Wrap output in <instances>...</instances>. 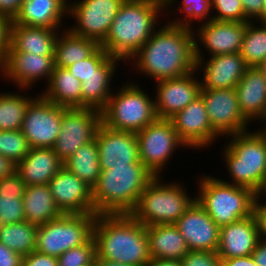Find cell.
<instances>
[{
  "label": "cell",
  "instance_id": "obj_1",
  "mask_svg": "<svg viewBox=\"0 0 266 266\" xmlns=\"http://www.w3.org/2000/svg\"><path fill=\"white\" fill-rule=\"evenodd\" d=\"M162 24L128 61L131 70L138 71L135 74L149 77L152 82L179 78L196 70L194 30L166 21Z\"/></svg>",
  "mask_w": 266,
  "mask_h": 266
},
{
  "label": "cell",
  "instance_id": "obj_2",
  "mask_svg": "<svg viewBox=\"0 0 266 266\" xmlns=\"http://www.w3.org/2000/svg\"><path fill=\"white\" fill-rule=\"evenodd\" d=\"M164 10L163 0H125L99 45L126 64L161 26Z\"/></svg>",
  "mask_w": 266,
  "mask_h": 266
},
{
  "label": "cell",
  "instance_id": "obj_3",
  "mask_svg": "<svg viewBox=\"0 0 266 266\" xmlns=\"http://www.w3.org/2000/svg\"><path fill=\"white\" fill-rule=\"evenodd\" d=\"M93 238L98 258L130 266H147L151 261L146 226L130 214L97 215Z\"/></svg>",
  "mask_w": 266,
  "mask_h": 266
},
{
  "label": "cell",
  "instance_id": "obj_4",
  "mask_svg": "<svg viewBox=\"0 0 266 266\" xmlns=\"http://www.w3.org/2000/svg\"><path fill=\"white\" fill-rule=\"evenodd\" d=\"M154 177L141 162L101 170L98 181L92 188L95 213L130 214Z\"/></svg>",
  "mask_w": 266,
  "mask_h": 266
},
{
  "label": "cell",
  "instance_id": "obj_5",
  "mask_svg": "<svg viewBox=\"0 0 266 266\" xmlns=\"http://www.w3.org/2000/svg\"><path fill=\"white\" fill-rule=\"evenodd\" d=\"M226 143L221 156L229 173L228 181L236 186L246 187L256 194L266 179V141L257 130L237 133L225 137ZM228 141V142H227ZM231 179V180H230Z\"/></svg>",
  "mask_w": 266,
  "mask_h": 266
},
{
  "label": "cell",
  "instance_id": "obj_6",
  "mask_svg": "<svg viewBox=\"0 0 266 266\" xmlns=\"http://www.w3.org/2000/svg\"><path fill=\"white\" fill-rule=\"evenodd\" d=\"M155 176L141 193L130 215L144 226L175 224L196 200L180 181ZM173 181V182H172Z\"/></svg>",
  "mask_w": 266,
  "mask_h": 266
},
{
  "label": "cell",
  "instance_id": "obj_7",
  "mask_svg": "<svg viewBox=\"0 0 266 266\" xmlns=\"http://www.w3.org/2000/svg\"><path fill=\"white\" fill-rule=\"evenodd\" d=\"M212 176H199L196 201L219 227L253 215L255 192Z\"/></svg>",
  "mask_w": 266,
  "mask_h": 266
},
{
  "label": "cell",
  "instance_id": "obj_8",
  "mask_svg": "<svg viewBox=\"0 0 266 266\" xmlns=\"http://www.w3.org/2000/svg\"><path fill=\"white\" fill-rule=\"evenodd\" d=\"M126 81L114 89L101 111L102 123L114 130L138 133L158 118L154 97L147 94L138 81Z\"/></svg>",
  "mask_w": 266,
  "mask_h": 266
},
{
  "label": "cell",
  "instance_id": "obj_9",
  "mask_svg": "<svg viewBox=\"0 0 266 266\" xmlns=\"http://www.w3.org/2000/svg\"><path fill=\"white\" fill-rule=\"evenodd\" d=\"M97 214H62L37 228L35 250L53 257L85 244L93 236Z\"/></svg>",
  "mask_w": 266,
  "mask_h": 266
},
{
  "label": "cell",
  "instance_id": "obj_10",
  "mask_svg": "<svg viewBox=\"0 0 266 266\" xmlns=\"http://www.w3.org/2000/svg\"><path fill=\"white\" fill-rule=\"evenodd\" d=\"M141 163L154 175L163 176L173 155L188 147L180 140L170 119L157 118L136 133ZM167 165V166H166Z\"/></svg>",
  "mask_w": 266,
  "mask_h": 266
},
{
  "label": "cell",
  "instance_id": "obj_11",
  "mask_svg": "<svg viewBox=\"0 0 266 266\" xmlns=\"http://www.w3.org/2000/svg\"><path fill=\"white\" fill-rule=\"evenodd\" d=\"M125 0H68V18L75 20L66 28L74 35L90 38L100 44L109 31Z\"/></svg>",
  "mask_w": 266,
  "mask_h": 266
},
{
  "label": "cell",
  "instance_id": "obj_12",
  "mask_svg": "<svg viewBox=\"0 0 266 266\" xmlns=\"http://www.w3.org/2000/svg\"><path fill=\"white\" fill-rule=\"evenodd\" d=\"M101 123V111L63 107L61 129L53 146L58 158L65 162L80 147L93 141Z\"/></svg>",
  "mask_w": 266,
  "mask_h": 266
},
{
  "label": "cell",
  "instance_id": "obj_13",
  "mask_svg": "<svg viewBox=\"0 0 266 266\" xmlns=\"http://www.w3.org/2000/svg\"><path fill=\"white\" fill-rule=\"evenodd\" d=\"M63 107L40 93L29 103L21 132L31 148H53L62 125Z\"/></svg>",
  "mask_w": 266,
  "mask_h": 266
},
{
  "label": "cell",
  "instance_id": "obj_14",
  "mask_svg": "<svg viewBox=\"0 0 266 266\" xmlns=\"http://www.w3.org/2000/svg\"><path fill=\"white\" fill-rule=\"evenodd\" d=\"M200 96L205 103L212 129L222 139L251 129L253 124L240 111L235 88L201 89Z\"/></svg>",
  "mask_w": 266,
  "mask_h": 266
},
{
  "label": "cell",
  "instance_id": "obj_15",
  "mask_svg": "<svg viewBox=\"0 0 266 266\" xmlns=\"http://www.w3.org/2000/svg\"><path fill=\"white\" fill-rule=\"evenodd\" d=\"M246 23L211 20L197 25L194 28L196 62L206 57L205 51L209 57L219 54L240 53Z\"/></svg>",
  "mask_w": 266,
  "mask_h": 266
},
{
  "label": "cell",
  "instance_id": "obj_16",
  "mask_svg": "<svg viewBox=\"0 0 266 266\" xmlns=\"http://www.w3.org/2000/svg\"><path fill=\"white\" fill-rule=\"evenodd\" d=\"M54 67V55L15 52L9 46L0 69V78L12 83L13 88L32 90L40 80L48 84Z\"/></svg>",
  "mask_w": 266,
  "mask_h": 266
},
{
  "label": "cell",
  "instance_id": "obj_17",
  "mask_svg": "<svg viewBox=\"0 0 266 266\" xmlns=\"http://www.w3.org/2000/svg\"><path fill=\"white\" fill-rule=\"evenodd\" d=\"M170 120L180 140L190 150L204 151L221 139L211 127L201 96H198Z\"/></svg>",
  "mask_w": 266,
  "mask_h": 266
},
{
  "label": "cell",
  "instance_id": "obj_18",
  "mask_svg": "<svg viewBox=\"0 0 266 266\" xmlns=\"http://www.w3.org/2000/svg\"><path fill=\"white\" fill-rule=\"evenodd\" d=\"M196 70L179 78L164 79L154 83L155 110L160 119H170L200 96V76Z\"/></svg>",
  "mask_w": 266,
  "mask_h": 266
},
{
  "label": "cell",
  "instance_id": "obj_19",
  "mask_svg": "<svg viewBox=\"0 0 266 266\" xmlns=\"http://www.w3.org/2000/svg\"><path fill=\"white\" fill-rule=\"evenodd\" d=\"M48 186L62 214H96L92 188L64 166L48 182Z\"/></svg>",
  "mask_w": 266,
  "mask_h": 266
},
{
  "label": "cell",
  "instance_id": "obj_20",
  "mask_svg": "<svg viewBox=\"0 0 266 266\" xmlns=\"http://www.w3.org/2000/svg\"><path fill=\"white\" fill-rule=\"evenodd\" d=\"M95 139L101 170L141 162L136 133L114 130L101 123Z\"/></svg>",
  "mask_w": 266,
  "mask_h": 266
},
{
  "label": "cell",
  "instance_id": "obj_21",
  "mask_svg": "<svg viewBox=\"0 0 266 266\" xmlns=\"http://www.w3.org/2000/svg\"><path fill=\"white\" fill-rule=\"evenodd\" d=\"M175 225L190 251L217 252L220 227L196 200Z\"/></svg>",
  "mask_w": 266,
  "mask_h": 266
},
{
  "label": "cell",
  "instance_id": "obj_22",
  "mask_svg": "<svg viewBox=\"0 0 266 266\" xmlns=\"http://www.w3.org/2000/svg\"><path fill=\"white\" fill-rule=\"evenodd\" d=\"M247 68L240 53L207 56L196 62V72L201 75V89L235 88Z\"/></svg>",
  "mask_w": 266,
  "mask_h": 266
},
{
  "label": "cell",
  "instance_id": "obj_23",
  "mask_svg": "<svg viewBox=\"0 0 266 266\" xmlns=\"http://www.w3.org/2000/svg\"><path fill=\"white\" fill-rule=\"evenodd\" d=\"M260 235L254 215L220 227L217 254L222 259L251 256Z\"/></svg>",
  "mask_w": 266,
  "mask_h": 266
},
{
  "label": "cell",
  "instance_id": "obj_24",
  "mask_svg": "<svg viewBox=\"0 0 266 266\" xmlns=\"http://www.w3.org/2000/svg\"><path fill=\"white\" fill-rule=\"evenodd\" d=\"M235 91L242 115L250 123H266V81L257 67L246 69Z\"/></svg>",
  "mask_w": 266,
  "mask_h": 266
},
{
  "label": "cell",
  "instance_id": "obj_25",
  "mask_svg": "<svg viewBox=\"0 0 266 266\" xmlns=\"http://www.w3.org/2000/svg\"><path fill=\"white\" fill-rule=\"evenodd\" d=\"M65 18H68V0H24L12 22L30 27L66 29Z\"/></svg>",
  "mask_w": 266,
  "mask_h": 266
},
{
  "label": "cell",
  "instance_id": "obj_26",
  "mask_svg": "<svg viewBox=\"0 0 266 266\" xmlns=\"http://www.w3.org/2000/svg\"><path fill=\"white\" fill-rule=\"evenodd\" d=\"M63 167L53 148H31L16 165V172L25 185H45Z\"/></svg>",
  "mask_w": 266,
  "mask_h": 266
},
{
  "label": "cell",
  "instance_id": "obj_27",
  "mask_svg": "<svg viewBox=\"0 0 266 266\" xmlns=\"http://www.w3.org/2000/svg\"><path fill=\"white\" fill-rule=\"evenodd\" d=\"M64 29L30 27L10 22L9 46L15 52L54 55V47L59 32Z\"/></svg>",
  "mask_w": 266,
  "mask_h": 266
},
{
  "label": "cell",
  "instance_id": "obj_28",
  "mask_svg": "<svg viewBox=\"0 0 266 266\" xmlns=\"http://www.w3.org/2000/svg\"><path fill=\"white\" fill-rule=\"evenodd\" d=\"M151 259L181 260L190 250L175 224L146 226Z\"/></svg>",
  "mask_w": 266,
  "mask_h": 266
},
{
  "label": "cell",
  "instance_id": "obj_29",
  "mask_svg": "<svg viewBox=\"0 0 266 266\" xmlns=\"http://www.w3.org/2000/svg\"><path fill=\"white\" fill-rule=\"evenodd\" d=\"M44 88L40 94L52 103L65 108H82L81 82L67 68L54 67Z\"/></svg>",
  "mask_w": 266,
  "mask_h": 266
},
{
  "label": "cell",
  "instance_id": "obj_30",
  "mask_svg": "<svg viewBox=\"0 0 266 266\" xmlns=\"http://www.w3.org/2000/svg\"><path fill=\"white\" fill-rule=\"evenodd\" d=\"M22 200L25 220L36 226L44 225L62 215L54 203L48 184L26 186Z\"/></svg>",
  "mask_w": 266,
  "mask_h": 266
},
{
  "label": "cell",
  "instance_id": "obj_31",
  "mask_svg": "<svg viewBox=\"0 0 266 266\" xmlns=\"http://www.w3.org/2000/svg\"><path fill=\"white\" fill-rule=\"evenodd\" d=\"M25 187L16 171L0 180V225L25 221L22 200Z\"/></svg>",
  "mask_w": 266,
  "mask_h": 266
},
{
  "label": "cell",
  "instance_id": "obj_32",
  "mask_svg": "<svg viewBox=\"0 0 266 266\" xmlns=\"http://www.w3.org/2000/svg\"><path fill=\"white\" fill-rule=\"evenodd\" d=\"M99 46L95 40L74 35L67 28L61 30L54 47L55 67L67 68L84 60Z\"/></svg>",
  "mask_w": 266,
  "mask_h": 266
},
{
  "label": "cell",
  "instance_id": "obj_33",
  "mask_svg": "<svg viewBox=\"0 0 266 266\" xmlns=\"http://www.w3.org/2000/svg\"><path fill=\"white\" fill-rule=\"evenodd\" d=\"M163 1H164L165 14L167 13L165 17H167L168 19L167 22L172 26L186 27L194 30L195 28L194 26H196V24L199 23L198 25H200V23L203 24L212 20V0H182V1L163 0ZM175 3L177 4L179 3L178 4L179 6L176 5ZM173 7L177 10H175ZM173 9L175 12L173 11ZM176 11L180 12L176 13ZM170 13L173 16L175 14L179 17L177 16L170 17L169 15ZM168 17H170V19Z\"/></svg>",
  "mask_w": 266,
  "mask_h": 266
},
{
  "label": "cell",
  "instance_id": "obj_34",
  "mask_svg": "<svg viewBox=\"0 0 266 266\" xmlns=\"http://www.w3.org/2000/svg\"><path fill=\"white\" fill-rule=\"evenodd\" d=\"M63 166L93 188L101 174L96 139L80 147L63 162Z\"/></svg>",
  "mask_w": 266,
  "mask_h": 266
},
{
  "label": "cell",
  "instance_id": "obj_35",
  "mask_svg": "<svg viewBox=\"0 0 266 266\" xmlns=\"http://www.w3.org/2000/svg\"><path fill=\"white\" fill-rule=\"evenodd\" d=\"M5 91L0 92V130H21L26 109L39 93L34 96H27L26 94L30 92V89L22 88H19V92Z\"/></svg>",
  "mask_w": 266,
  "mask_h": 266
},
{
  "label": "cell",
  "instance_id": "obj_36",
  "mask_svg": "<svg viewBox=\"0 0 266 266\" xmlns=\"http://www.w3.org/2000/svg\"><path fill=\"white\" fill-rule=\"evenodd\" d=\"M123 63L115 57H111L99 46L89 57L67 67L70 73L82 83L90 76H116Z\"/></svg>",
  "mask_w": 266,
  "mask_h": 266
},
{
  "label": "cell",
  "instance_id": "obj_37",
  "mask_svg": "<svg viewBox=\"0 0 266 266\" xmlns=\"http://www.w3.org/2000/svg\"><path fill=\"white\" fill-rule=\"evenodd\" d=\"M37 228L26 220L0 225V242L22 256L28 255L35 250Z\"/></svg>",
  "mask_w": 266,
  "mask_h": 266
},
{
  "label": "cell",
  "instance_id": "obj_38",
  "mask_svg": "<svg viewBox=\"0 0 266 266\" xmlns=\"http://www.w3.org/2000/svg\"><path fill=\"white\" fill-rule=\"evenodd\" d=\"M240 54L248 67H257L266 59V26L248 21Z\"/></svg>",
  "mask_w": 266,
  "mask_h": 266
},
{
  "label": "cell",
  "instance_id": "obj_39",
  "mask_svg": "<svg viewBox=\"0 0 266 266\" xmlns=\"http://www.w3.org/2000/svg\"><path fill=\"white\" fill-rule=\"evenodd\" d=\"M115 76H90L81 83L82 108L102 111L113 93ZM112 86V88H111Z\"/></svg>",
  "mask_w": 266,
  "mask_h": 266
},
{
  "label": "cell",
  "instance_id": "obj_40",
  "mask_svg": "<svg viewBox=\"0 0 266 266\" xmlns=\"http://www.w3.org/2000/svg\"><path fill=\"white\" fill-rule=\"evenodd\" d=\"M31 147L21 130H0V155L18 164L30 151Z\"/></svg>",
  "mask_w": 266,
  "mask_h": 266
},
{
  "label": "cell",
  "instance_id": "obj_41",
  "mask_svg": "<svg viewBox=\"0 0 266 266\" xmlns=\"http://www.w3.org/2000/svg\"><path fill=\"white\" fill-rule=\"evenodd\" d=\"M96 242L93 236L81 246L71 248L60 255L58 266H94Z\"/></svg>",
  "mask_w": 266,
  "mask_h": 266
},
{
  "label": "cell",
  "instance_id": "obj_42",
  "mask_svg": "<svg viewBox=\"0 0 266 266\" xmlns=\"http://www.w3.org/2000/svg\"><path fill=\"white\" fill-rule=\"evenodd\" d=\"M212 20L248 22L241 0H212Z\"/></svg>",
  "mask_w": 266,
  "mask_h": 266
},
{
  "label": "cell",
  "instance_id": "obj_43",
  "mask_svg": "<svg viewBox=\"0 0 266 266\" xmlns=\"http://www.w3.org/2000/svg\"><path fill=\"white\" fill-rule=\"evenodd\" d=\"M181 262L183 266H222L217 252L189 251Z\"/></svg>",
  "mask_w": 266,
  "mask_h": 266
},
{
  "label": "cell",
  "instance_id": "obj_44",
  "mask_svg": "<svg viewBox=\"0 0 266 266\" xmlns=\"http://www.w3.org/2000/svg\"><path fill=\"white\" fill-rule=\"evenodd\" d=\"M22 266H58V259L34 250L23 256Z\"/></svg>",
  "mask_w": 266,
  "mask_h": 266
},
{
  "label": "cell",
  "instance_id": "obj_45",
  "mask_svg": "<svg viewBox=\"0 0 266 266\" xmlns=\"http://www.w3.org/2000/svg\"><path fill=\"white\" fill-rule=\"evenodd\" d=\"M253 215L257 222L260 239H266V202L255 198Z\"/></svg>",
  "mask_w": 266,
  "mask_h": 266
},
{
  "label": "cell",
  "instance_id": "obj_46",
  "mask_svg": "<svg viewBox=\"0 0 266 266\" xmlns=\"http://www.w3.org/2000/svg\"><path fill=\"white\" fill-rule=\"evenodd\" d=\"M10 21L0 16V69L3 66L6 51L9 47Z\"/></svg>",
  "mask_w": 266,
  "mask_h": 266
},
{
  "label": "cell",
  "instance_id": "obj_47",
  "mask_svg": "<svg viewBox=\"0 0 266 266\" xmlns=\"http://www.w3.org/2000/svg\"><path fill=\"white\" fill-rule=\"evenodd\" d=\"M241 3L248 21H255L263 11L264 0H241Z\"/></svg>",
  "mask_w": 266,
  "mask_h": 266
},
{
  "label": "cell",
  "instance_id": "obj_48",
  "mask_svg": "<svg viewBox=\"0 0 266 266\" xmlns=\"http://www.w3.org/2000/svg\"><path fill=\"white\" fill-rule=\"evenodd\" d=\"M23 256L0 242V266H22Z\"/></svg>",
  "mask_w": 266,
  "mask_h": 266
},
{
  "label": "cell",
  "instance_id": "obj_49",
  "mask_svg": "<svg viewBox=\"0 0 266 266\" xmlns=\"http://www.w3.org/2000/svg\"><path fill=\"white\" fill-rule=\"evenodd\" d=\"M23 2L24 0H0V16L13 21Z\"/></svg>",
  "mask_w": 266,
  "mask_h": 266
},
{
  "label": "cell",
  "instance_id": "obj_50",
  "mask_svg": "<svg viewBox=\"0 0 266 266\" xmlns=\"http://www.w3.org/2000/svg\"><path fill=\"white\" fill-rule=\"evenodd\" d=\"M257 266H266V239H260L251 254Z\"/></svg>",
  "mask_w": 266,
  "mask_h": 266
},
{
  "label": "cell",
  "instance_id": "obj_51",
  "mask_svg": "<svg viewBox=\"0 0 266 266\" xmlns=\"http://www.w3.org/2000/svg\"><path fill=\"white\" fill-rule=\"evenodd\" d=\"M222 266H257L251 256L222 259Z\"/></svg>",
  "mask_w": 266,
  "mask_h": 266
},
{
  "label": "cell",
  "instance_id": "obj_52",
  "mask_svg": "<svg viewBox=\"0 0 266 266\" xmlns=\"http://www.w3.org/2000/svg\"><path fill=\"white\" fill-rule=\"evenodd\" d=\"M16 171V164H14L7 157L0 155V180L13 174Z\"/></svg>",
  "mask_w": 266,
  "mask_h": 266
},
{
  "label": "cell",
  "instance_id": "obj_53",
  "mask_svg": "<svg viewBox=\"0 0 266 266\" xmlns=\"http://www.w3.org/2000/svg\"><path fill=\"white\" fill-rule=\"evenodd\" d=\"M147 266H183L181 260L151 259Z\"/></svg>",
  "mask_w": 266,
  "mask_h": 266
},
{
  "label": "cell",
  "instance_id": "obj_54",
  "mask_svg": "<svg viewBox=\"0 0 266 266\" xmlns=\"http://www.w3.org/2000/svg\"><path fill=\"white\" fill-rule=\"evenodd\" d=\"M94 266H130L117 261L98 258L96 256Z\"/></svg>",
  "mask_w": 266,
  "mask_h": 266
},
{
  "label": "cell",
  "instance_id": "obj_55",
  "mask_svg": "<svg viewBox=\"0 0 266 266\" xmlns=\"http://www.w3.org/2000/svg\"><path fill=\"white\" fill-rule=\"evenodd\" d=\"M255 21L258 22L259 24L266 26V0H264V6H263L262 13Z\"/></svg>",
  "mask_w": 266,
  "mask_h": 266
},
{
  "label": "cell",
  "instance_id": "obj_56",
  "mask_svg": "<svg viewBox=\"0 0 266 266\" xmlns=\"http://www.w3.org/2000/svg\"><path fill=\"white\" fill-rule=\"evenodd\" d=\"M256 197L259 198V200H266V179L261 187V189L259 190V192L256 194ZM263 198V199H262ZM265 198V199H264ZM266 202V201H264Z\"/></svg>",
  "mask_w": 266,
  "mask_h": 266
},
{
  "label": "cell",
  "instance_id": "obj_57",
  "mask_svg": "<svg viewBox=\"0 0 266 266\" xmlns=\"http://www.w3.org/2000/svg\"><path fill=\"white\" fill-rule=\"evenodd\" d=\"M258 70L261 72V74L264 76V79L266 81V59L257 66Z\"/></svg>",
  "mask_w": 266,
  "mask_h": 266
},
{
  "label": "cell",
  "instance_id": "obj_58",
  "mask_svg": "<svg viewBox=\"0 0 266 266\" xmlns=\"http://www.w3.org/2000/svg\"><path fill=\"white\" fill-rule=\"evenodd\" d=\"M261 126H259L260 128L258 127L257 130L264 136L265 141H266V123L262 124Z\"/></svg>",
  "mask_w": 266,
  "mask_h": 266
}]
</instances>
